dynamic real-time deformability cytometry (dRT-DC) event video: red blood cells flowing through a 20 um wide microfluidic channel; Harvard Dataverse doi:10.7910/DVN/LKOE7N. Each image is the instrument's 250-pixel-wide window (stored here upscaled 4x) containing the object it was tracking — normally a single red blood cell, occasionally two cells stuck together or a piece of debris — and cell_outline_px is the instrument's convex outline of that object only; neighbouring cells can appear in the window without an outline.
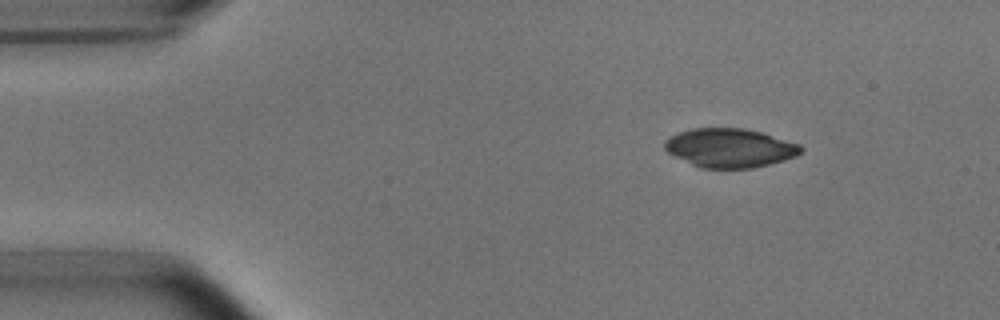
{"species": "common noctule bat (a hibernating species)", "species_latin": "Nyctalus noctula", "temperature_condition": "room temperature", "stored_images_in_passage": 46, "camera_frame_rate_fps": 3000, "um_per_image_px": 0.085, "animal": {"sex": "male", "body_mass_g": 15.6}, "frame": {"image": 1, "passage_image": 1, "time_ms": 0.0, "image_size_px": [1000, 320], "cell_outline_px": [[804, 148], [796, 156], [784, 160], [752, 168], [700, 168], [668, 152], [664, 148], [664, 140], [680, 132], [692, 128], [744, 128], [760, 132], [800, 144]], "centroid_in_image_um": [62.04, 12.57], "position_along_channel_um": 23.0, "area_um2": 30.63}}
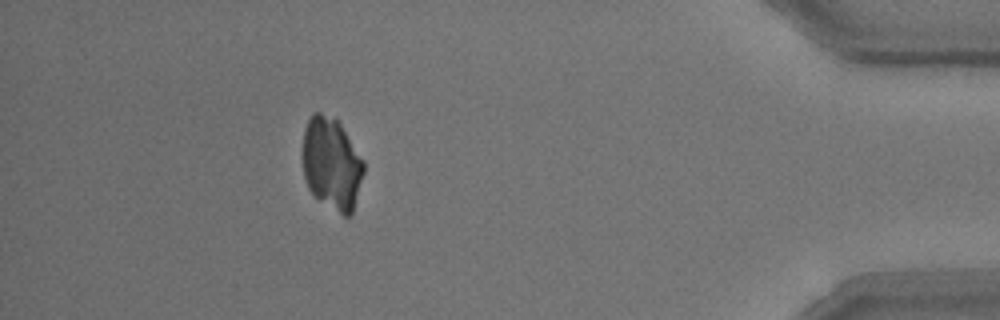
{"frame": {"image": 2, "passage_image": 41, "time_ms": 13.333, "image_size_px": [1000, 320], "cell_outline_px": [[364, 172], [352, 216], [344, 216], [320, 200], [308, 188], [304, 176], [300, 156], [304, 128], [312, 112], [320, 112], [336, 116], [364, 160]], "centroid_in_image_um": [28.17, 13.86], "position_along_channel_um": 407.0, "area_um2": 33.64}}